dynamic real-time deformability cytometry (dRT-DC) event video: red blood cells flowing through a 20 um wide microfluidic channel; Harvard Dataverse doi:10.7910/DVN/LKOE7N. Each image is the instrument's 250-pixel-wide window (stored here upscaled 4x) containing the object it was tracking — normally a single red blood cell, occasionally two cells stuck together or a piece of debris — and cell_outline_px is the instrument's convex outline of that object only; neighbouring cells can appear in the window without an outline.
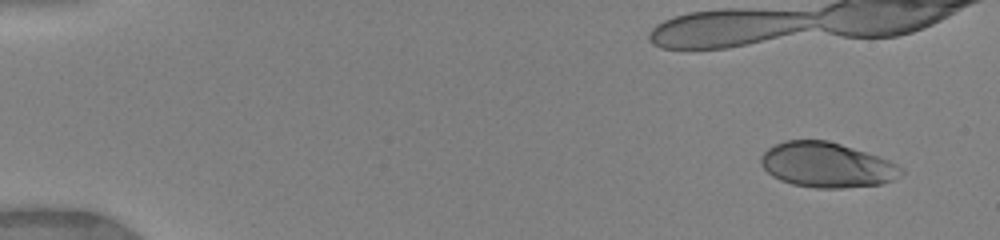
{"species": "human", "species_latin": "Homo sapiens", "temperature_condition": "warm", "stored_images_in_passage": 8, "camera_frame_rate_fps": 3000, "um_per_image_px": 0.085, "donor": {"sex": "female"}, "frame": {"image": 1, "passage_image": 2, "time_ms": 1.0, "image_size_px": [1000, 240], "cell_outline_px": [[904, 172], [892, 180], [880, 184], [840, 188], [816, 188], [792, 184], [780, 180], [772, 176], [760, 164], [760, 156], [768, 148], [784, 140], [828, 140], [888, 160], [904, 168]], "centroid_in_image_um": [70.24, 14.02], "position_along_channel_um": 14.8, "area_um2": 36.53}}